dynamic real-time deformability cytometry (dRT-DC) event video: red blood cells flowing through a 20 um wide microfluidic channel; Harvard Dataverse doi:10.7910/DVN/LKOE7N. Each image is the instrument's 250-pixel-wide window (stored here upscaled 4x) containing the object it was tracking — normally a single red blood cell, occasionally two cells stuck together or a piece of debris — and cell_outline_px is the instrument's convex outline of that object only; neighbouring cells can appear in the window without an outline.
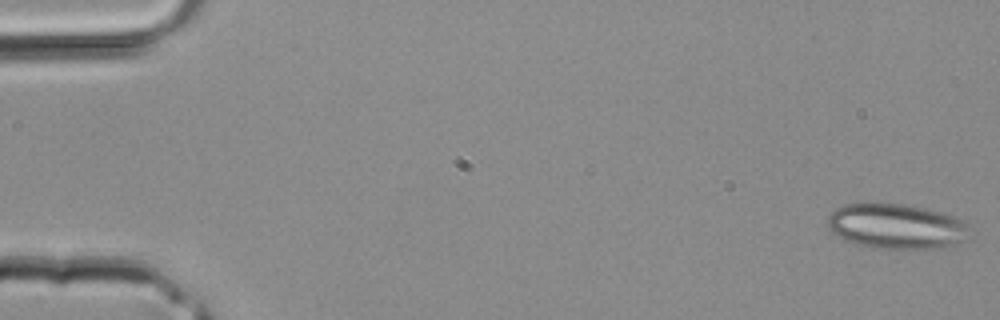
{"species": "common noctule bat (a hibernating species)", "species_latin": "Nyctalus noctula", "temperature_condition": "room temperature", "stored_images_in_passage": 38, "segment_of_instrument_passage": [1, 2], "camera_frame_rate_fps": 3000, "um_per_image_px": 0.085, "animal": {"sex": "male", "body_mass_g": 20.4}, "frame": {"image": 1, "passage_image": 1, "time_ms": 0.0, "image_size_px": [1000, 320], "cell_outline_px": [[972, 240], [940, 248], [872, 248], [852, 244], [844, 240], [832, 232], [828, 228], [828, 216], [836, 208], [844, 204], [872, 200], [904, 204], [924, 208], [956, 216], [964, 220]], "centroid_in_image_um": [76.18, 19.21], "position_along_channel_um": 8.8, "area_um2": 38.49}}